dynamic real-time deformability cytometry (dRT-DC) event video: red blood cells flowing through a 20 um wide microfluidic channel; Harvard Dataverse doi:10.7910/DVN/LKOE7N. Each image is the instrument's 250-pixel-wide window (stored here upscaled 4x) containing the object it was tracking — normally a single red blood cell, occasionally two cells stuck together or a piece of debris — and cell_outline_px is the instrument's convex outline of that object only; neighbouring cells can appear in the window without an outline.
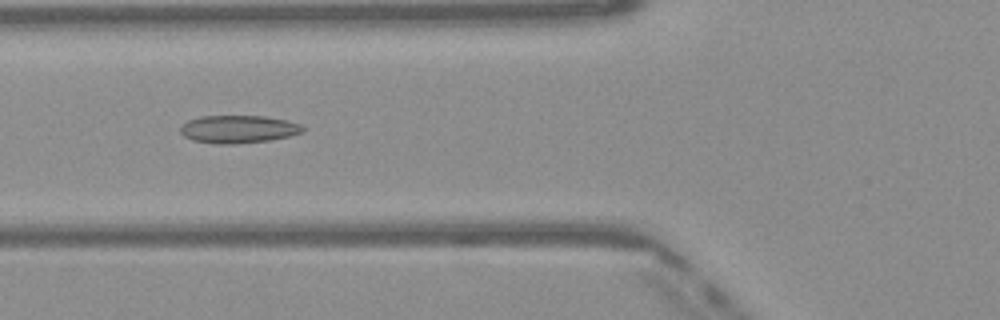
{"species": "Egyptian fruit bat (a non-hibernating species)", "species_latin": "Rousettus aegyptiacus", "temperature_condition": "warm", "stored_images_in_passage": 50, "camera_frame_rate_fps": 3000, "um_per_image_px": 0.085, "frame": {"image": 1, "passage_image": 19, "time_ms": 6.0, "image_size_px": [1000, 320], "cell_outline_px": [[304, 132], [272, 140], [232, 144], [216, 144], [192, 140], [184, 136], [180, 132], [180, 128], [188, 120], [200, 116], [264, 116], [288, 120], [300, 124], [304, 128]], "centroid_in_image_um": [20.27, 10.98], "position_along_channel_um": 105.5, "area_um2": 19.88}}
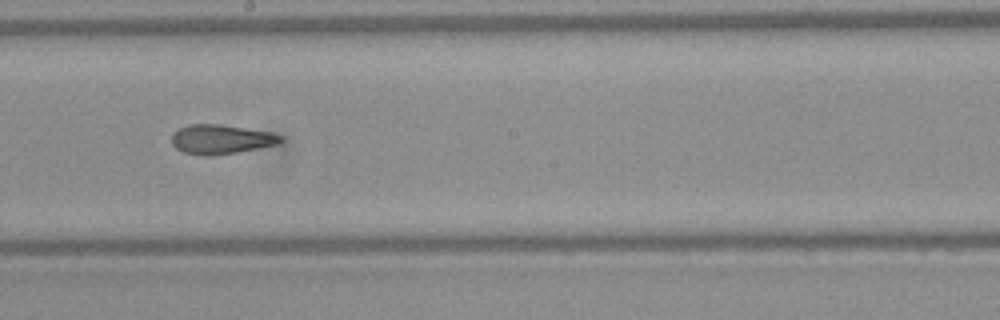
{"frame": {"image": 2, "passage_image": 28, "time_ms": 9.0, "image_size_px": [1000, 320], "cell_outline_px": [[284, 140], [276, 144], [236, 152], [208, 156], [200, 156], [184, 152], [176, 148], [172, 144], [172, 132], [188, 124], [220, 124], [272, 132], [284, 136]], "centroid_in_image_um": [18.77, 11.83], "position_along_channel_um": 229.4, "area_um2": 18.67}}
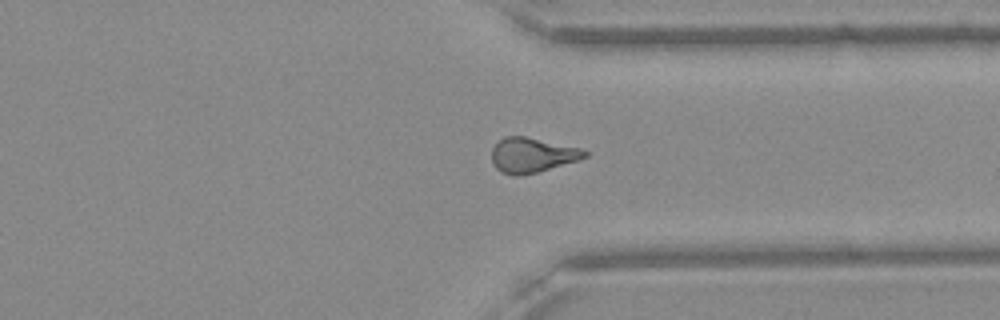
{"frame": {"image": 3, "passage_image": 38, "time_ms": 12.333, "image_size_px": [1000, 320], "cell_outline_px": [[588, 156], [580, 160], [536, 172], [520, 176], [512, 176], [500, 172], [492, 164], [492, 148], [496, 140], [504, 136], [524, 136], [580, 148], [588, 152]], "centroid_in_image_um": [45.19, 13.18], "position_along_channel_um": 366.2, "area_um2": 19.07}, "authors_computed_cell_mechanics": {"area_um2": 19.1029, "velocity_mm_per_s": 4.1038, "shape_relaxation_time_tau1_ms": null, "shape_relaxation_time_tau2_ms": 1.9831, "deformation_change_tau1": null, "deformation_change_tau2": 0.1026}}